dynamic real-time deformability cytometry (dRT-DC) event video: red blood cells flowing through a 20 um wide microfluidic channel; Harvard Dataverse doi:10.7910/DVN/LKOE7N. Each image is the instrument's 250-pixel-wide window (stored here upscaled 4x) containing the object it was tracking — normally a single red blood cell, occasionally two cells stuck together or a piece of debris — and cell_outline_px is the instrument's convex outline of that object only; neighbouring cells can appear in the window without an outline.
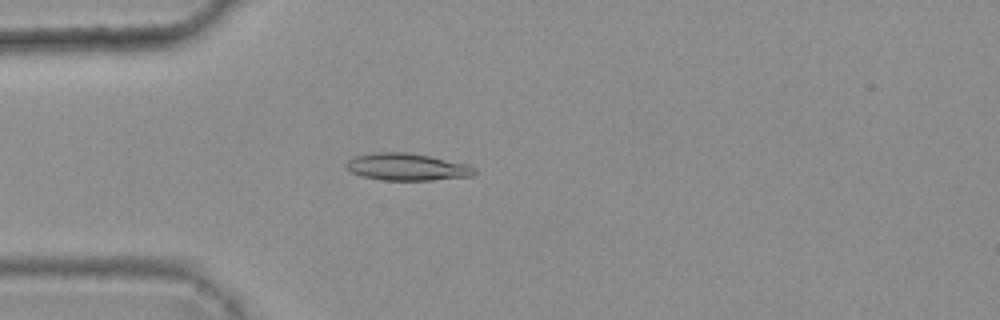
{"species": "common noctule bat (a hibernating species)", "species_latin": "Nyctalus noctula", "temperature_condition": "warm", "stored_images_in_passage": 4, "camera_frame_rate_fps": 3000, "um_per_image_px": 0.085, "animal": {"sex": "female", "body_mass_g": 25.1}, "frame": {"image": 1, "passage_image": 3, "time_ms": 0.667, "image_size_px": [1000, 320], "cell_outline_px": [[476, 172], [472, 176], [432, 180], [384, 180], [364, 176], [352, 172], [344, 168], [344, 164], [348, 160], [356, 156], [372, 152], [404, 152], [428, 156], [468, 164], [476, 168]], "centroid_in_image_um": [34.58, 14.19], "position_along_channel_um": 50.4, "area_um2": 20.23}}